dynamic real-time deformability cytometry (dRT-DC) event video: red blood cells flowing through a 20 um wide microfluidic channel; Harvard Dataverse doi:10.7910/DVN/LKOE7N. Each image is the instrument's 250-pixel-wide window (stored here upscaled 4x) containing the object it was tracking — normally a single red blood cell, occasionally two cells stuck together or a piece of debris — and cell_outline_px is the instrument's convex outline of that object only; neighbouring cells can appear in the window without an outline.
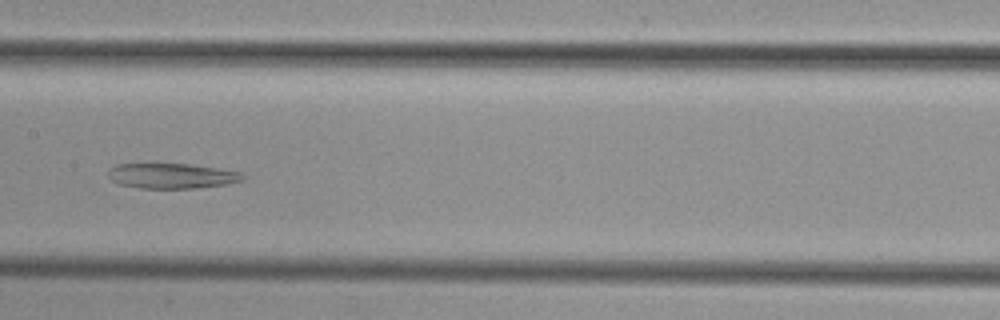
{"species": "common noctule bat (a hibernating species)", "species_latin": "Nyctalus noctula", "temperature_condition": "cold", "stored_images_in_passage": 48, "camera_frame_rate_fps": 3000, "um_per_image_px": 0.085, "animal": {"sex": "female", "body_mass_g": 29.2, "forearm_length_mm": 56.3}, "frame": {"image": 1, "passage_image": 24, "time_ms": 7.667, "image_size_px": [1000, 320], "cell_outline_px": [[244, 180], [228, 184], [200, 188], [140, 188], [120, 184], [112, 180], [108, 176], [108, 168], [116, 164], [148, 160], [152, 160], [188, 164], [216, 168], [240, 172], [244, 176]], "centroid_in_image_um": [14.5, 14.89], "position_along_channel_um": 192.9, "area_um2": 20.81}}
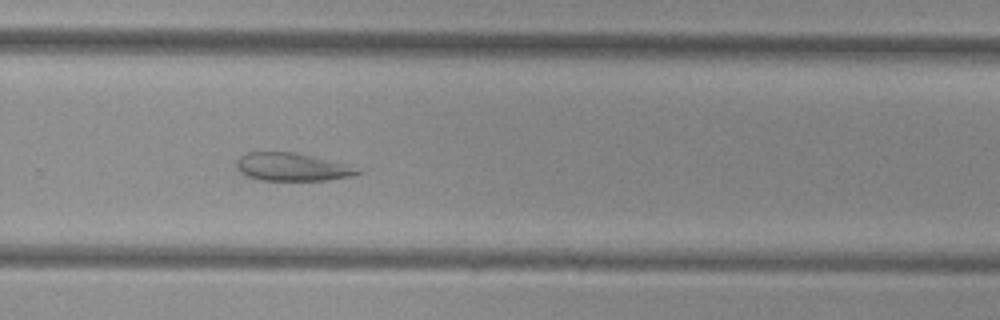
{"frame": {"image": 2, "passage_image": 32, "time_ms": 10.333, "image_size_px": [1000, 320], "cell_outline_px": [[368, 168], [364, 172], [352, 176], [328, 180], [260, 180], [248, 176], [240, 172], [236, 168], [236, 160], [244, 152], [296, 152]], "centroid_in_image_um": [24.94, 14.18], "position_along_channel_um": 304.9, "area_um2": 20.35}}
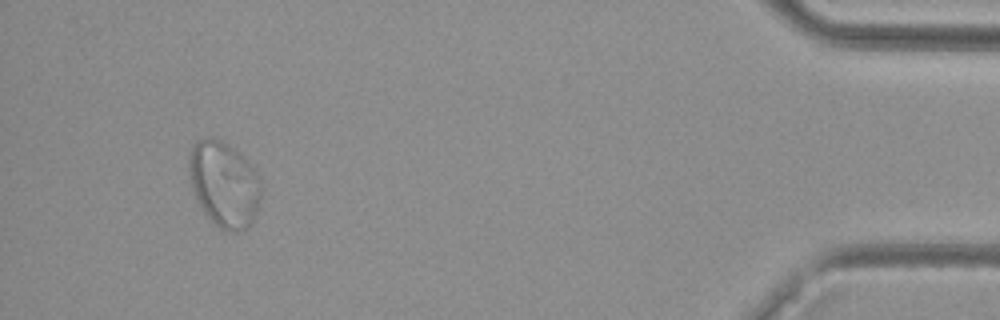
{"frame": {"image": 3, "passage_image": 45, "time_ms": 14.667, "image_size_px": [1000, 320], "cell_outline_px": [[260, 204], [252, 220], [244, 228], [236, 232], [228, 232], [220, 228], [204, 212], [196, 200], [192, 192], [188, 176], [188, 152], [200, 140], [208, 136], [224, 140], [240, 152], [260, 176]], "centroid_in_image_um": [19.02, 15.61], "position_along_channel_um": 416.2, "area_um2": 36.36}}